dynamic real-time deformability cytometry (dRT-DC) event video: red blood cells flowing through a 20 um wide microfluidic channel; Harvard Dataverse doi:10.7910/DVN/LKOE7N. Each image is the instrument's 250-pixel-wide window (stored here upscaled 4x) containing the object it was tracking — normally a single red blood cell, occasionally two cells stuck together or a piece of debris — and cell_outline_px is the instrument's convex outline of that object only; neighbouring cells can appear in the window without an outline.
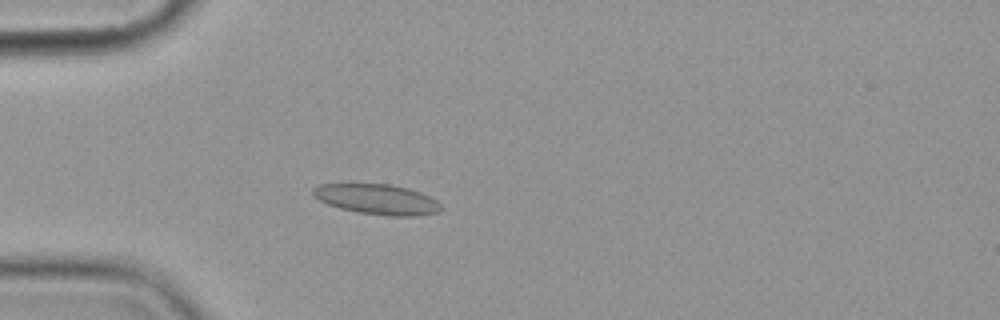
{"species": "common noctule bat (a hibernating species)", "species_latin": "Nyctalus noctula", "temperature_condition": "cold", "stored_images_in_passage": 5, "camera_frame_rate_fps": 3000, "um_per_image_px": 0.085, "animal": {"sex": "female", "body_mass_g": 19.9}, "frame": {"image": 1, "passage_image": 4, "time_ms": 4.333, "image_size_px": [1000, 320], "cell_outline_px": [[444, 208], [440, 212], [416, 216], [388, 216], [360, 212], [340, 208], [328, 204], [312, 196], [312, 188], [320, 184], [388, 184], [408, 188], [420, 192], [436, 200]], "centroid_in_image_um": [32.07, 16.94], "position_along_channel_um": 52.9, "area_um2": 22.54}}